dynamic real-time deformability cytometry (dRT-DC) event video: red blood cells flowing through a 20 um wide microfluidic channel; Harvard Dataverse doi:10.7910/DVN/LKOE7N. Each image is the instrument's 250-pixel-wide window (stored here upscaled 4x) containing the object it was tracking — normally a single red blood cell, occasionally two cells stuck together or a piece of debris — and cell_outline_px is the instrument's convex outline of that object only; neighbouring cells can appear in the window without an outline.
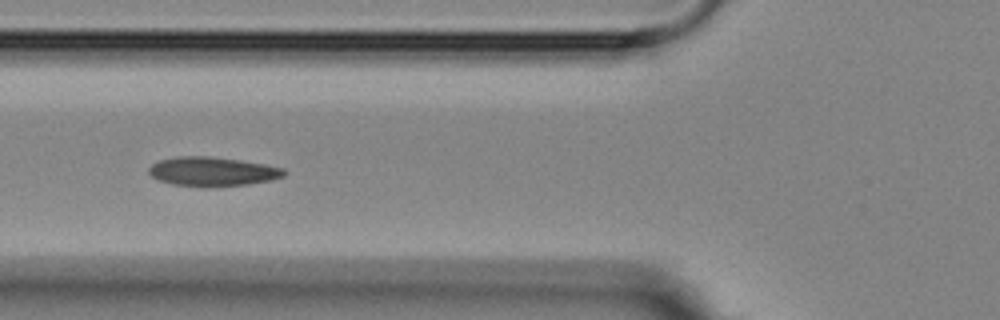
{"species": "Egyptian fruit bat (a non-hibernating species)", "species_latin": "Rousettus aegyptiacus", "temperature_condition": "room temperature", "stored_images_in_passage": 8, "camera_frame_rate_fps": 3000, "um_per_image_px": 0.085, "animal": {"sex": "female"}, "frame": {"image": 1, "passage_image": 6, "time_ms": 5.667, "image_size_px": [1000, 320], "cell_outline_px": [[288, 172], [284, 176], [272, 180], [248, 184], [172, 184], [160, 180], [152, 176], [148, 172], [148, 168], [152, 164], [160, 160], [180, 156], [208, 156], [240, 160], [264, 164], [284, 168]], "centroid_in_image_um": [18.1, 14.53], "position_along_channel_um": 107.7, "area_um2": 22.08}}
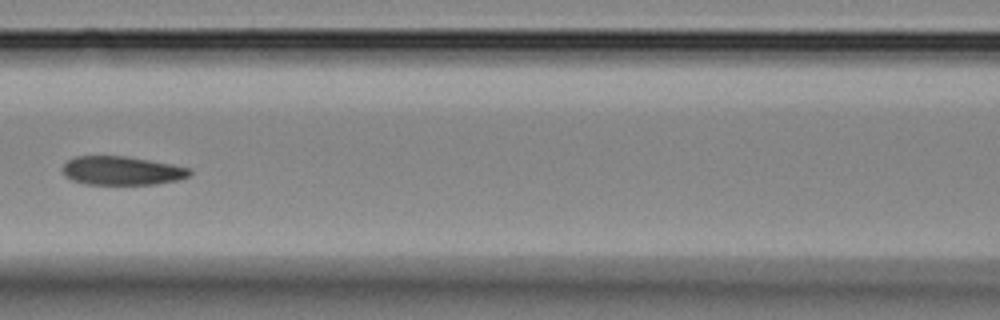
{"frame": {"image": 2, "passage_image": 7, "time_ms": 7.0, "image_size_px": [1000, 320], "cell_outline_px": [[192, 172], [188, 176], [180, 180], [156, 184], [84, 184], [72, 180], [64, 176], [60, 168], [68, 160], [76, 156], [124, 156], [172, 164], [192, 168]], "centroid_in_image_um": [10.35, 14.51], "position_along_channel_um": 156.3, "area_um2": 21.44}}
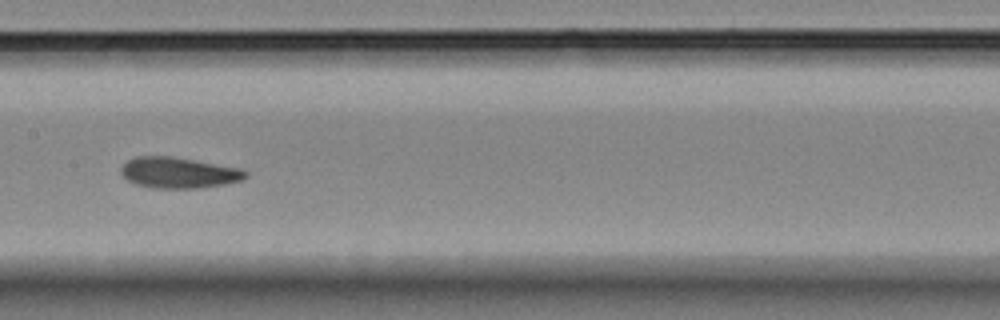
{"frame": {"image": 3, "passage_image": 8, "time_ms": 8.0, "image_size_px": [1000, 320], "cell_outline_px": [[248, 176], [244, 180], [224, 184], [200, 188], [152, 188], [136, 184], [128, 180], [120, 172], [120, 168], [128, 160], [136, 156], [172, 156], [240, 168], [248, 172]], "centroid_in_image_um": [15.2, 14.68], "position_along_channel_um": 192.2, "area_um2": 22.48}}